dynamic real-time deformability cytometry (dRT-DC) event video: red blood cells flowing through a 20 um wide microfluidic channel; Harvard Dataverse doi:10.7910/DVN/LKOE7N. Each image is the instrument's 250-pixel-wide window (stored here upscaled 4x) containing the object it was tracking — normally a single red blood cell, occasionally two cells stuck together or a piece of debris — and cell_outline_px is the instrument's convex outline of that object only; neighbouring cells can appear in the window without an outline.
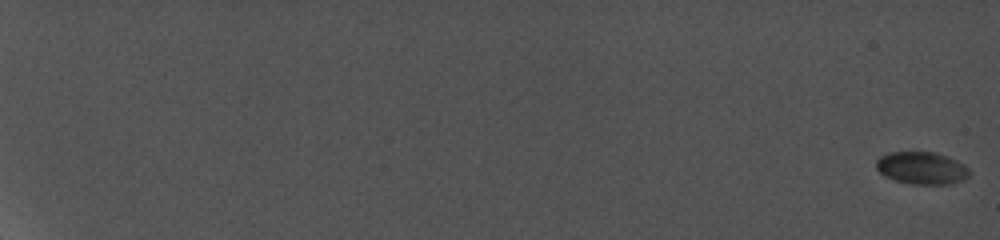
{"species": "common noctule bat (a hibernating species)", "species_latin": "Nyctalus noctula", "temperature_condition": "cold", "stored_images_in_passage": 11, "camera_frame_rate_fps": 5000, "um_per_image_px": 0.085, "animal": {"sex": "female", "body_mass_g": 19.0, "forearm_length_mm": 56.7}, "frame": {"image": 1, "passage_image": 1, "time_ms": 0.0, "image_size_px": [1000, 240], "cell_outline_px": [[972, 172], [964, 180], [948, 184], [912, 184], [896, 180], [884, 176], [876, 168], [876, 160], [880, 156], [888, 152], [932, 152], [948, 156], [964, 164]], "centroid_in_image_um": [78.36, 14.28], "position_along_channel_um": 6.6, "area_um2": 17.69}}
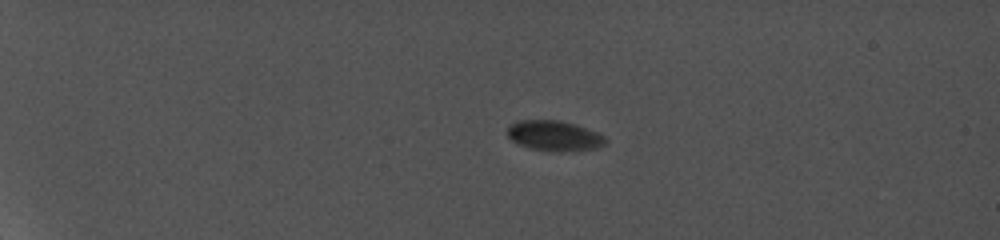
{"frame": {"image": 2, "passage_image": 7, "time_ms": 5.6, "image_size_px": [1000, 240], "cell_outline_px": [[608, 140], [604, 144], [596, 148], [560, 152], [532, 148], [520, 144], [512, 140], [508, 136], [508, 128], [512, 124], [520, 120], [560, 120], [576, 124], [596, 132], [604, 136]], "centroid_in_image_um": [47.14, 11.53], "position_along_channel_um": 37.9, "area_um2": 17.05}}
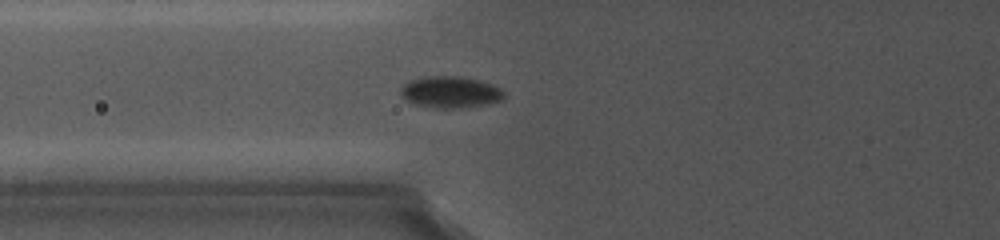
{"frame": {"image": 3, "passage_image": 11, "time_ms": 9.6, "image_size_px": [1000, 240], "cell_outline_px": [[504, 96], [500, 100], [460, 108], [436, 108], [416, 104], [400, 96], [400, 88], [404, 84], [412, 80], [424, 76], [460, 76], [480, 80], [492, 84], [500, 88], [504, 92]], "centroid_in_image_um": [38.25, 7.81], "position_along_channel_um": 87.6, "area_um2": 18.79}}